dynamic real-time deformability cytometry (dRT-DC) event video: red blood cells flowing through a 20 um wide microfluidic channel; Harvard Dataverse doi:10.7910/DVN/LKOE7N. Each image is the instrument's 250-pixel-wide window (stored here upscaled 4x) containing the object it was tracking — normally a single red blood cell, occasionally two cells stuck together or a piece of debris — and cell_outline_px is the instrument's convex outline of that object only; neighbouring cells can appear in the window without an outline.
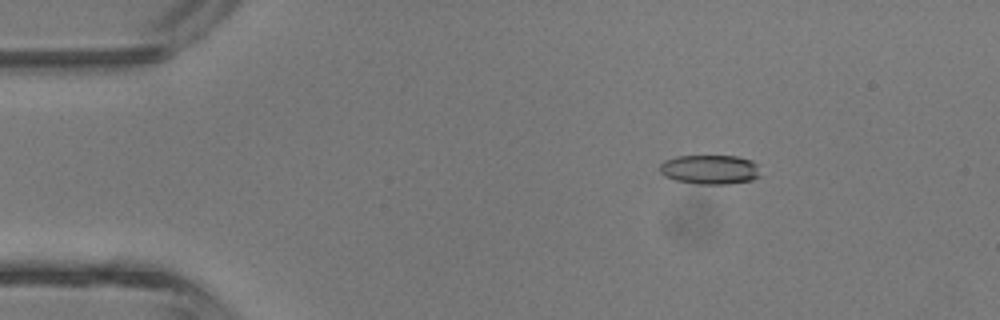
{"species": "common noctule bat (a hibernating species)", "species_latin": "Nyctalus noctula", "temperature_condition": "room temperature", "stored_images_in_passage": 44, "camera_frame_rate_fps": 3000, "um_per_image_px": 0.085, "animal": {"sex": "male", "body_mass_g": 13.3}, "frame": {"image": 1, "passage_image": 7, "time_ms": 2.0, "image_size_px": [1000, 320], "cell_outline_px": [[760, 176], [752, 180], [728, 184], [696, 184], [676, 180], [664, 176], [660, 172], [660, 164], [664, 160], [676, 156], [736, 156], [752, 160], [756, 164]], "centroid_in_image_um": [60.33, 14.41], "position_along_channel_um": 24.7, "area_um2": 17.28}}
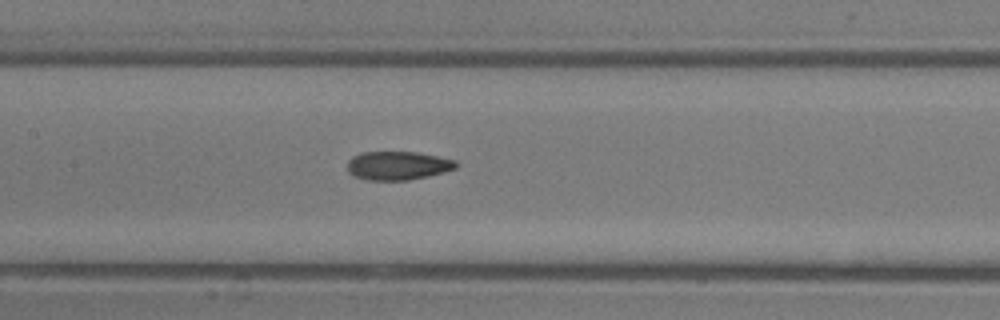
{"frame": {"image": 2, "passage_image": 21, "time_ms": 6.667, "image_size_px": [1000, 320], "cell_outline_px": [[460, 164], [456, 168], [444, 172], [428, 176], [408, 180], [368, 180], [352, 176], [348, 172], [348, 160], [352, 156], [360, 152], [416, 152], [456, 160]], "centroid_in_image_um": [33.8, 14.07], "position_along_channel_um": 173.6, "area_um2": 18.26}}
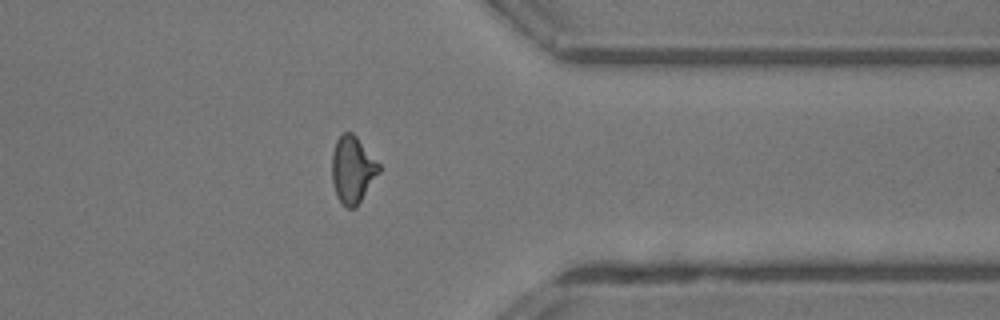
{"frame": {"image": 3, "passage_image": 35, "time_ms": 11.333, "image_size_px": [1000, 320], "cell_outline_px": [[380, 172], [356, 208], [348, 208], [336, 196], [332, 180], [332, 152], [336, 140], [344, 132], [352, 132], [356, 136], [380, 164]], "centroid_in_image_um": [29.97, 14.42], "position_along_channel_um": 381.4, "area_um2": 18.32}, "authors_computed_cell_mechanics": {"area_um2": 18.2648, "velocity_mm_per_s": 4.6773, "shape_relaxation_time_tau1_ms": null, "shape_relaxation_time_tau2_ms": 1.5567, "deformation_change_tau1": null, "deformation_change_tau2": 0.0869}}